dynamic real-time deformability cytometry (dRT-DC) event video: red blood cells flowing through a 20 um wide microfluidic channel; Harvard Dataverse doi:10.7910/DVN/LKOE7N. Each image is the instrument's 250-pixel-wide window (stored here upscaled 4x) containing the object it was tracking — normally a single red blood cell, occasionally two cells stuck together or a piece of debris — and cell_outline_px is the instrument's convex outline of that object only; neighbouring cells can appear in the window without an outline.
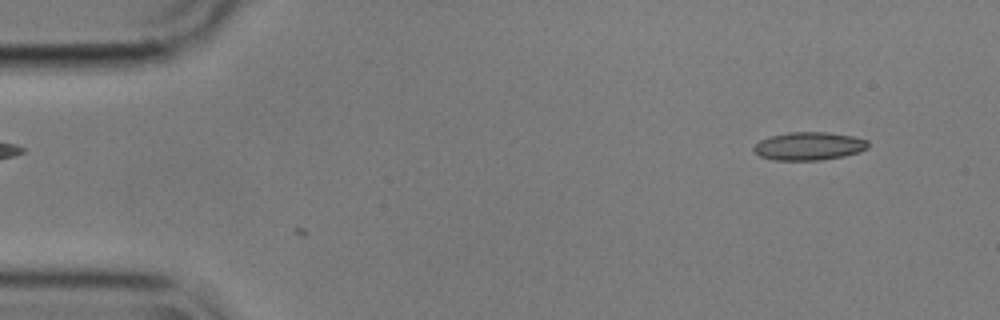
{"species": "common noctule bat (a hibernating species)", "species_latin": "Nyctalus noctula", "temperature_condition": "cold", "stored_images_in_passage": 2, "camera_frame_rate_fps": 3000, "um_per_image_px": 0.085, "animal": {"sex": "male", "body_mass_g": 17.9}, "frame": {"image": 1, "passage_image": 2, "time_ms": 0.333, "image_size_px": [1000, 320], "cell_outline_px": [[868, 148], [860, 152], [844, 156], [820, 160], [772, 160], [760, 156], [752, 148], [760, 140], [768, 136], [788, 132], [828, 132], [852, 136], [868, 140]], "centroid_in_image_um": [68.76, 12.41], "position_along_channel_um": 16.2, "area_um2": 18.84}}